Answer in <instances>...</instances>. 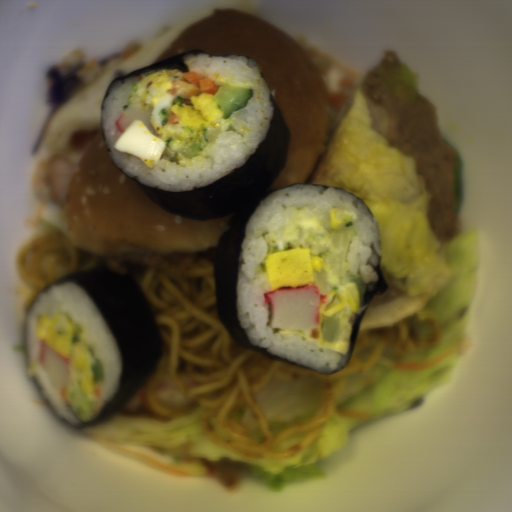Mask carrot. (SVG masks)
<instances>
[{
	"label": "carrot",
	"instance_id": "1",
	"mask_svg": "<svg viewBox=\"0 0 512 512\" xmlns=\"http://www.w3.org/2000/svg\"><path fill=\"white\" fill-rule=\"evenodd\" d=\"M172 83V89L166 91L174 96H181L183 103L187 105H192L189 101L192 96L202 93L215 95L221 88L211 78L201 77L197 70L182 72V75Z\"/></svg>",
	"mask_w": 512,
	"mask_h": 512
},
{
	"label": "carrot",
	"instance_id": "2",
	"mask_svg": "<svg viewBox=\"0 0 512 512\" xmlns=\"http://www.w3.org/2000/svg\"><path fill=\"white\" fill-rule=\"evenodd\" d=\"M80 429L88 437L92 438L93 440L99 442L100 444L106 446L107 448H109L111 450H114V451L123 453L125 455L137 458L139 460H142V461L147 462L149 464H152L154 466L160 467V468L165 469L167 471H170L172 473H177V474H182V475H187V476L188 475H192V474L186 472L181 466H177V465H164V464H161V463L156 462L154 460H151L149 458H146V457H144L142 455H139V454H137L135 452H132V451H130L128 449H125V448H123L121 446H118L114 442L105 439L104 437H102L101 435H99L98 433H96L95 431L90 429L89 427L88 428H80Z\"/></svg>",
	"mask_w": 512,
	"mask_h": 512
},
{
	"label": "carrot",
	"instance_id": "3",
	"mask_svg": "<svg viewBox=\"0 0 512 512\" xmlns=\"http://www.w3.org/2000/svg\"><path fill=\"white\" fill-rule=\"evenodd\" d=\"M457 350H458V348L452 352H449V353L443 355V356H440L436 359L426 361V362H407V361L401 360L392 366L395 369H403V370H410V371L415 370V369L424 368V367H429V366L434 365L438 362H441V361L445 360L446 358L452 356L453 354L457 353Z\"/></svg>",
	"mask_w": 512,
	"mask_h": 512
},
{
	"label": "carrot",
	"instance_id": "4",
	"mask_svg": "<svg viewBox=\"0 0 512 512\" xmlns=\"http://www.w3.org/2000/svg\"><path fill=\"white\" fill-rule=\"evenodd\" d=\"M167 120L168 122H170L171 124H177L178 122V118L176 117L175 114H172V113H169L168 117H167Z\"/></svg>",
	"mask_w": 512,
	"mask_h": 512
},
{
	"label": "carrot",
	"instance_id": "5",
	"mask_svg": "<svg viewBox=\"0 0 512 512\" xmlns=\"http://www.w3.org/2000/svg\"><path fill=\"white\" fill-rule=\"evenodd\" d=\"M92 393H93V394H95L96 396L101 395V389H100V387H99L98 385H94V384H93V392H92Z\"/></svg>",
	"mask_w": 512,
	"mask_h": 512
},
{
	"label": "carrot",
	"instance_id": "6",
	"mask_svg": "<svg viewBox=\"0 0 512 512\" xmlns=\"http://www.w3.org/2000/svg\"><path fill=\"white\" fill-rule=\"evenodd\" d=\"M61 395L64 399H67V394H66V389L65 390H61Z\"/></svg>",
	"mask_w": 512,
	"mask_h": 512
}]
</instances>
